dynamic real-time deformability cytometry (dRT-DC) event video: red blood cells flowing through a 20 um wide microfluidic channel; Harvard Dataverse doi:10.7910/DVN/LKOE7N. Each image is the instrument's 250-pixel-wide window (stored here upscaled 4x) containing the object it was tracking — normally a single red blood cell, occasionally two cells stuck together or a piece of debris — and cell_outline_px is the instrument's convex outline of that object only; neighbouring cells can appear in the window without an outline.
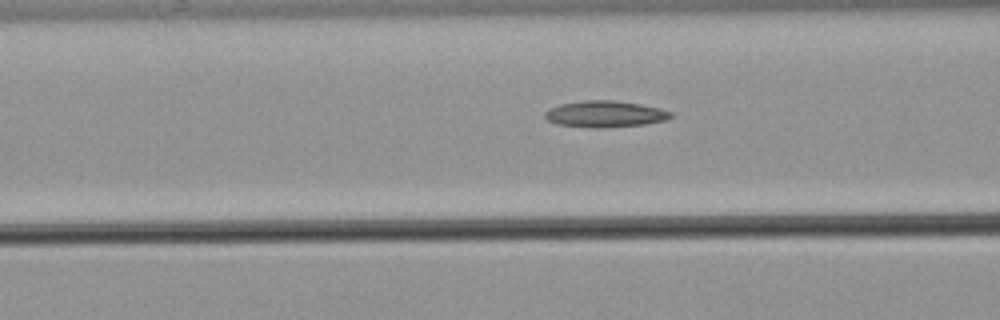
{"species": "common noctule bat (a hibernating species)", "species_latin": "Nyctalus noctula", "temperature_condition": "warm", "stored_images_in_passage": 29, "camera_frame_rate_fps": 3000, "um_per_image_px": 0.085, "animal": {"sex": "male", "body_mass_g": 21.5, "forearm_length_mm": 52.0}, "frame": {"image": 1, "passage_image": 13, "time_ms": 4.0, "image_size_px": [1000, 320], "cell_outline_px": [[672, 116], [664, 120], [644, 124], [596, 128], [592, 128], [556, 124], [548, 120], [544, 116], [544, 112], [548, 108], [560, 104], [584, 100], [616, 100], [640, 104], [660, 108], [672, 112]], "centroid_in_image_um": [51.38, 9.68], "position_along_channel_um": 115.2, "area_um2": 19.36}}